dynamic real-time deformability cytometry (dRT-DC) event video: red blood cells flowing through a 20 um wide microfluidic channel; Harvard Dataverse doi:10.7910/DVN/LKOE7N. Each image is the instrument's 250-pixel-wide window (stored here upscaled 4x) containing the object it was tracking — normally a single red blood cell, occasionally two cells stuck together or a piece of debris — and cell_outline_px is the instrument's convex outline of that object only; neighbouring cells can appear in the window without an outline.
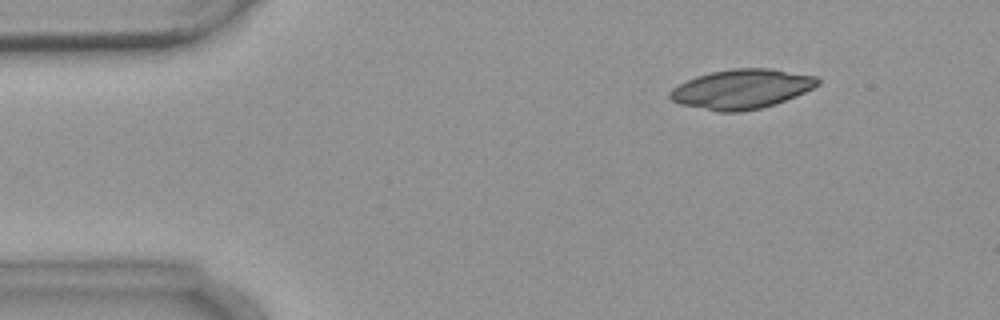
{"species": "common noctule bat (a hibernating species)", "species_latin": "Nyctalus noctula", "temperature_condition": "warm", "stored_images_in_passage": 4, "camera_frame_rate_fps": 3000, "um_per_image_px": 0.085, "animal": {"sex": "female", "body_mass_g": 18.4}, "frame": {"image": 1, "passage_image": 2, "time_ms": 1.333, "image_size_px": [1000, 320], "cell_outline_px": [[820, 84], [796, 96], [776, 104], [760, 108], [740, 112], [720, 112], [680, 104], [672, 100], [668, 96], [668, 92], [672, 88], [696, 76], [712, 72], [732, 68], [772, 68], [816, 76], [820, 80]], "centroid_in_image_um": [63.05, 7.56], "position_along_channel_um": 22.0, "area_um2": 34.04}}